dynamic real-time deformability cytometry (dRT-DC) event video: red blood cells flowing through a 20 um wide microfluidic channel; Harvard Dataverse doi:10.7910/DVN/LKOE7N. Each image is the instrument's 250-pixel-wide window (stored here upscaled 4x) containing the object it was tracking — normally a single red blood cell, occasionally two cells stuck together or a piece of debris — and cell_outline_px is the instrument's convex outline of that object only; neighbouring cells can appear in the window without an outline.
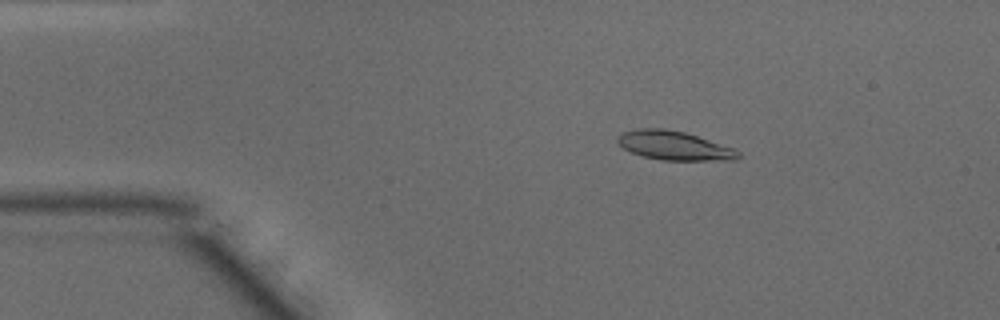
{"species": "common noctule bat (a hibernating species)", "species_latin": "Nyctalus noctula", "temperature_condition": "warm", "stored_images_in_passage": 47, "camera_frame_rate_fps": 3000, "um_per_image_px": 0.085, "animal": {"sex": "male", "body_mass_g": 15.6}, "frame": {"image": 1, "passage_image": 7, "time_ms": 2.0, "image_size_px": [1000, 320], "cell_outline_px": [[740, 156], [736, 160], [660, 160], [644, 156], [632, 152], [624, 148], [616, 140], [616, 136], [624, 132], [640, 128], [664, 128], [684, 132], [736, 148], [740, 152]], "centroid_in_image_um": [57.34, 12.37], "position_along_channel_um": 27.7, "area_um2": 20.35}}
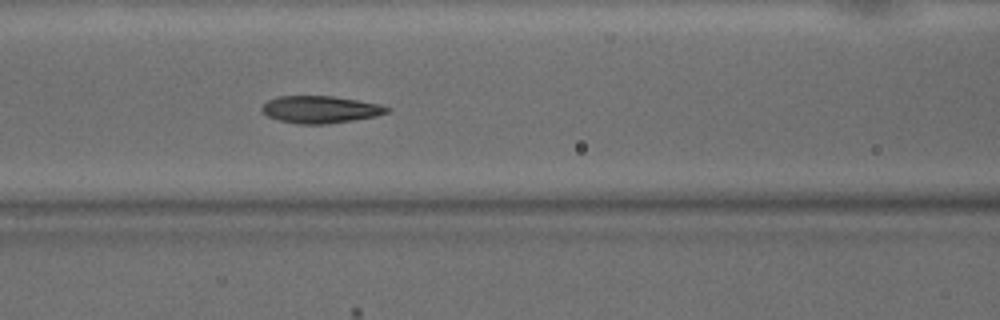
{"frame": {"image": 2, "passage_image": 19, "time_ms": 6.0, "image_size_px": [1000, 320], "cell_outline_px": [[392, 108], [388, 112], [376, 116], [328, 124], [296, 124], [280, 120], [268, 116], [260, 108], [268, 100], [280, 96], [332, 96], [380, 104]], "centroid_in_image_um": [27.24, 9.31], "position_along_channel_um": 139.4, "area_um2": 19.71}}
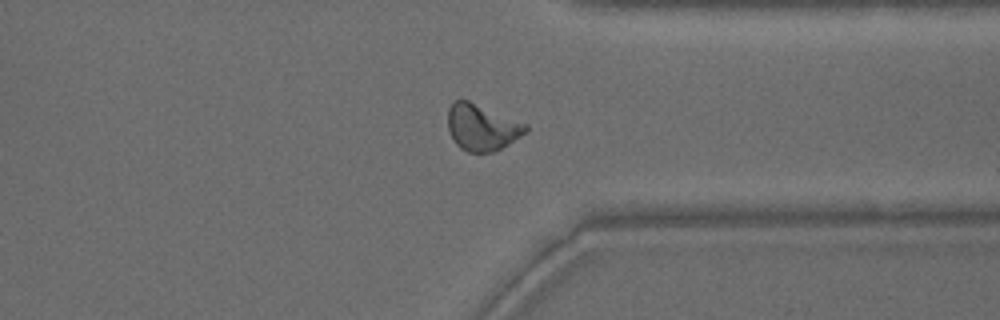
{"frame": {"image": 3, "passage_image": 36, "time_ms": 11.667, "image_size_px": [1000, 320], "cell_outline_px": [[528, 132], [508, 144], [492, 152], [468, 152], [460, 148], [456, 144], [448, 128], [448, 108], [452, 100], [468, 100], [528, 124]], "centroid_in_image_um": [40.96, 10.81], "position_along_channel_um": 370.4, "area_um2": 21.04}, "authors_computed_cell_mechanics": {"area_um2": 20.0566, "velocity_mm_per_s": 4.1202, "shape_relaxation_time_tau1_ms": 4.2167, "shape_relaxation_time_tau2_ms": 1.3461, "deformation_change_tau1": 0.1757, "deformation_change_tau2": 0.0806}}